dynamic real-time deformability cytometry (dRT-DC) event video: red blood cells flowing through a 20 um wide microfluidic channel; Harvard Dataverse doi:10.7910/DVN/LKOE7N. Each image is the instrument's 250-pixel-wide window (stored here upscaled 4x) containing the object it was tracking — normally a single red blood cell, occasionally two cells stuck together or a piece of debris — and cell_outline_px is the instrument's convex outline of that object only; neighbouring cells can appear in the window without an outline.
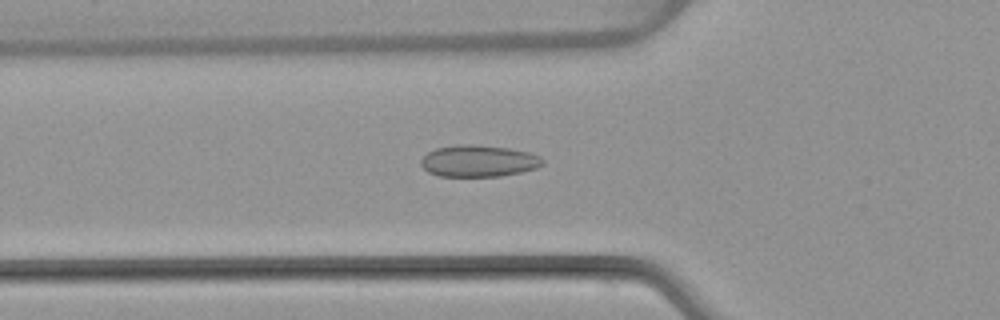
{"species": "common noctule bat (a hibernating species)", "species_latin": "Nyctalus noctula", "temperature_condition": "warm", "stored_images_in_passage": 51, "camera_frame_rate_fps": 3000, "um_per_image_px": 0.085, "animal": {"sex": "female", "body_mass_g": 22.7, "forearm_length_mm": 54.2}, "frame": {"image": 1, "passage_image": 18, "time_ms": 5.667, "image_size_px": [1000, 320], "cell_outline_px": [[544, 164], [536, 168], [520, 172], [500, 176], [440, 176], [428, 172], [420, 164], [420, 160], [428, 152], [436, 148], [456, 144], [476, 144], [508, 148], [528, 152], [540, 156], [544, 160]], "centroid_in_image_um": [40.67, 13.67], "position_along_channel_um": 85.1, "area_um2": 22.54}}
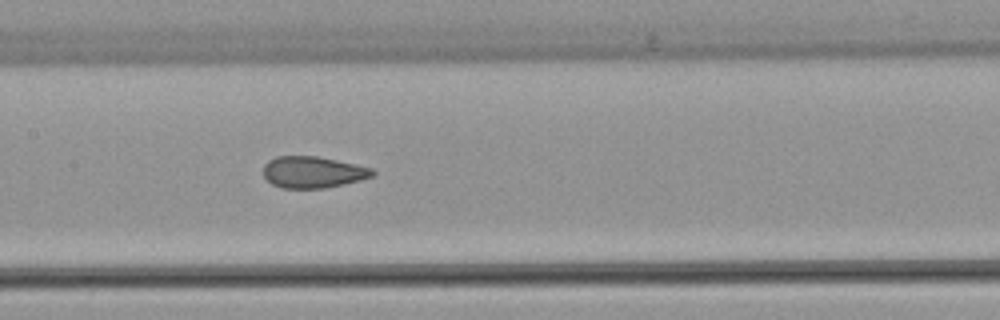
{"frame": {"image": 2, "passage_image": 25, "time_ms": 8.0, "image_size_px": [1000, 320], "cell_outline_px": [[376, 172], [372, 176], [360, 180], [324, 188], [280, 188], [272, 184], [264, 176], [264, 164], [268, 160], [276, 156], [316, 156], [336, 160], [372, 168]], "centroid_in_image_um": [26.57, 14.63], "position_along_channel_um": 180.8, "area_um2": 19.94}}
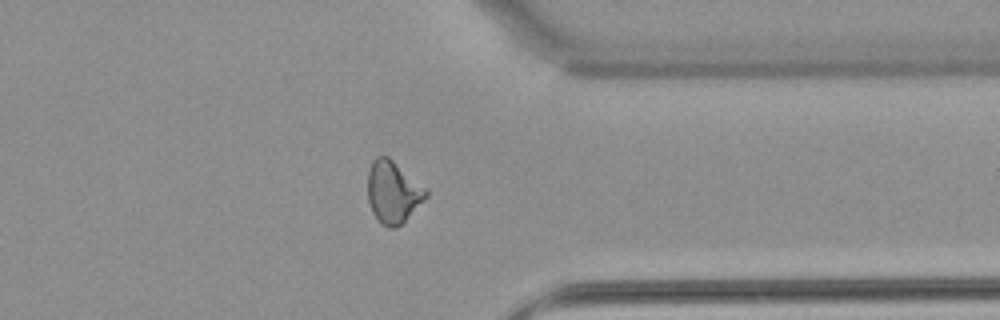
{"frame": {"image": 3, "passage_image": 40, "time_ms": 13.0, "image_size_px": [1000, 320], "cell_outline_px": [[428, 196], [396, 228], [388, 228], [380, 224], [372, 212], [368, 200], [368, 172], [372, 160], [376, 156], [388, 156], [424, 188], [428, 192]], "centroid_in_image_um": [33.36, 16.34], "position_along_channel_um": 378.0, "area_um2": 20.69}, "authors_computed_cell_mechanics": {"area_um2": 21.097, "velocity_mm_per_s": 4.067, "shape_relaxation_time_tau1_ms": null, "shape_relaxation_time_tau2_ms": 0.8564, "deformation_change_tau1": null, "deformation_change_tau2": 0.0759}}